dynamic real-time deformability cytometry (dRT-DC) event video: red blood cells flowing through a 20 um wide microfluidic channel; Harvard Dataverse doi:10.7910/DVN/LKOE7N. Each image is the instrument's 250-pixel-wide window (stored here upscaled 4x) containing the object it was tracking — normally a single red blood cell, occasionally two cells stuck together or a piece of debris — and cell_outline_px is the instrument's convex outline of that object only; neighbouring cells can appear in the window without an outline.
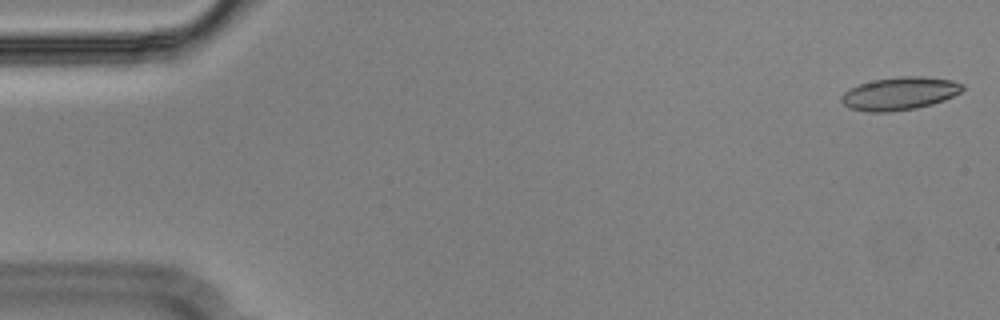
{"species": "Egyptian fruit bat (a non-hibernating species)", "species_latin": "Rousettus aegyptiacus", "temperature_condition": "cold", "stored_images_in_passage": 15, "camera_frame_rate_fps": 3000, "um_per_image_px": 0.085, "animal": {"sex": "male"}, "frame": {"image": 1, "passage_image": 1, "time_ms": 0.0, "image_size_px": [1000, 320], "cell_outline_px": [[964, 88], [960, 92], [944, 100], [932, 104], [916, 108], [892, 112], [868, 112], [848, 108], [840, 100], [840, 96], [848, 88], [860, 84], [876, 80], [900, 76], [924, 76], [952, 80], [964, 84]], "centroid_in_image_um": [76.45, 7.95], "position_along_channel_um": 8.5, "area_um2": 23.35}}
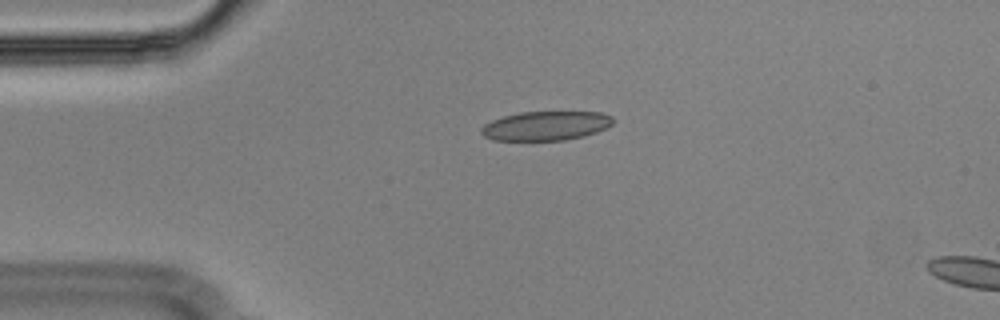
{"frame": {"image": 2, "passage_image": 12, "time_ms": 3.667, "image_size_px": [1000, 320], "cell_outline_px": [[612, 124], [596, 132], [584, 136], [564, 140], [492, 140], [484, 136], [480, 132], [480, 128], [484, 124], [492, 120], [504, 116], [520, 112], [600, 112], [612, 116]], "centroid_in_image_um": [46.36, 10.69], "position_along_channel_um": 38.6, "area_um2": 22.31}}